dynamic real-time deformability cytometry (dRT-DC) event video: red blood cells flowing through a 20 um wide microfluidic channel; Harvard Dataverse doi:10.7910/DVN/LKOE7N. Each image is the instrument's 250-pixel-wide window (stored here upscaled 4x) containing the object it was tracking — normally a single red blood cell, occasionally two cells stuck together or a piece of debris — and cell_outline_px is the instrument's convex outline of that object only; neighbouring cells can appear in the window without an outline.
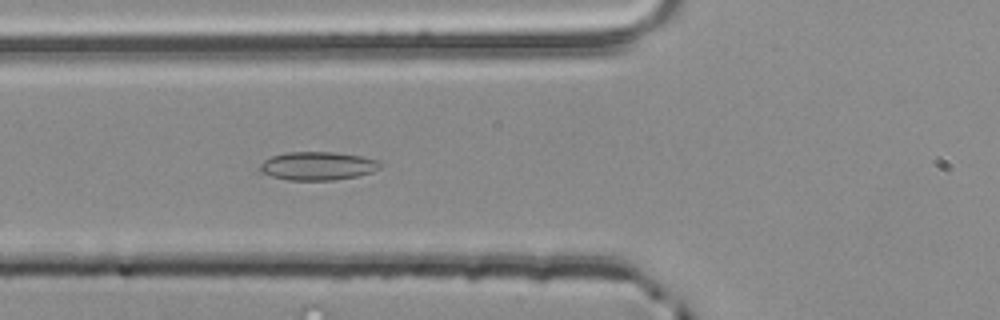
{"species": "common noctule bat (a hibernating species)", "species_latin": "Nyctalus noctula", "temperature_condition": "room temperature", "stored_images_in_passage": 43, "camera_frame_rate_fps": 3000, "um_per_image_px": 0.085, "animal": {"sex": "male", "body_mass_g": 20.4}, "frame": {"image": 1, "passage_image": 9, "time_ms": 2.667, "image_size_px": [1000, 320], "cell_outline_px": [[380, 168], [372, 172], [356, 176], [332, 180], [288, 180], [272, 176], [264, 172], [260, 168], [260, 164], [264, 160], [272, 156], [288, 152], [332, 152], [360, 156], [380, 160]], "centroid_in_image_um": [27.03, 14.1], "position_along_channel_um": 98.8, "area_um2": 19.65}}
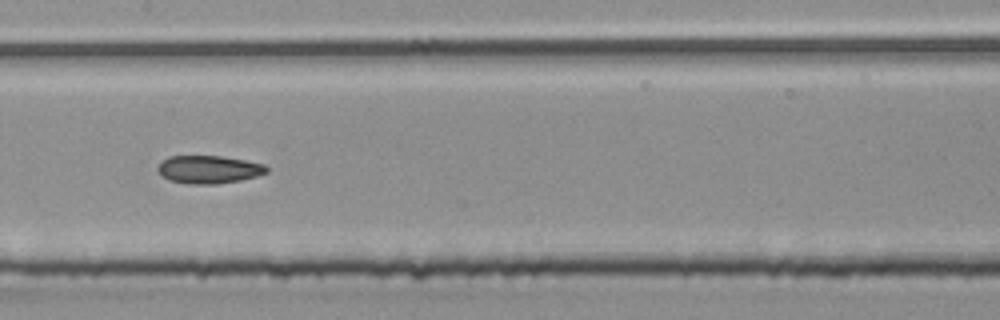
{"frame": {"image": 2, "passage_image": 16, "time_ms": 5.0, "image_size_px": [1000, 320], "cell_outline_px": [[268, 172], [256, 176], [240, 180], [216, 184], [188, 184], [172, 180], [164, 176], [156, 168], [168, 156], [220, 156], [244, 160], [264, 164], [268, 168]], "centroid_in_image_um": [17.77, 14.4], "position_along_channel_um": 189.6, "area_um2": 17.46}}
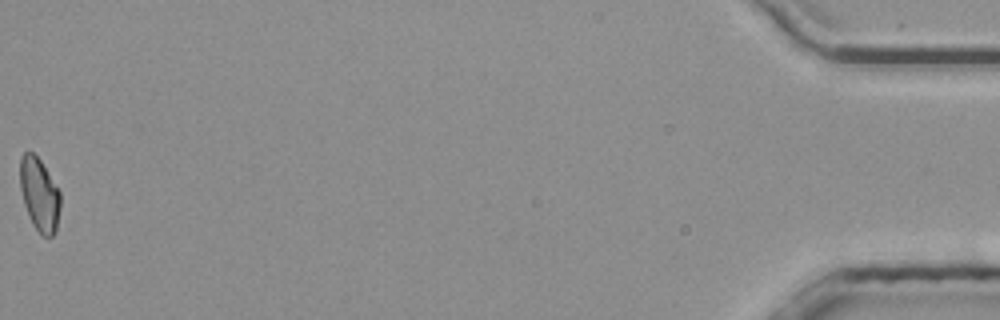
{"frame": {"image": 3, "passage_image": 43, "time_ms": 14.0, "image_size_px": [1000, 320], "cell_outline_px": [[60, 208], [56, 232], [52, 236], [40, 236], [32, 224], [28, 216], [24, 204], [20, 188], [20, 156], [24, 152], [32, 152], [40, 160], [60, 192]], "centroid_in_image_um": [3.34, 16.57], "position_along_channel_um": 431.9, "area_um2": 17.28}, "authors_computed_cell_mechanics": {"area_um2": 17.6868, "velocity_mm_per_s": 3.8749, "shape_relaxation_time_tau1_ms": null, "shape_relaxation_time_tau2_ms": 3.8875, "deformation_change_tau1": null, "deformation_change_tau2": 0.0842}}